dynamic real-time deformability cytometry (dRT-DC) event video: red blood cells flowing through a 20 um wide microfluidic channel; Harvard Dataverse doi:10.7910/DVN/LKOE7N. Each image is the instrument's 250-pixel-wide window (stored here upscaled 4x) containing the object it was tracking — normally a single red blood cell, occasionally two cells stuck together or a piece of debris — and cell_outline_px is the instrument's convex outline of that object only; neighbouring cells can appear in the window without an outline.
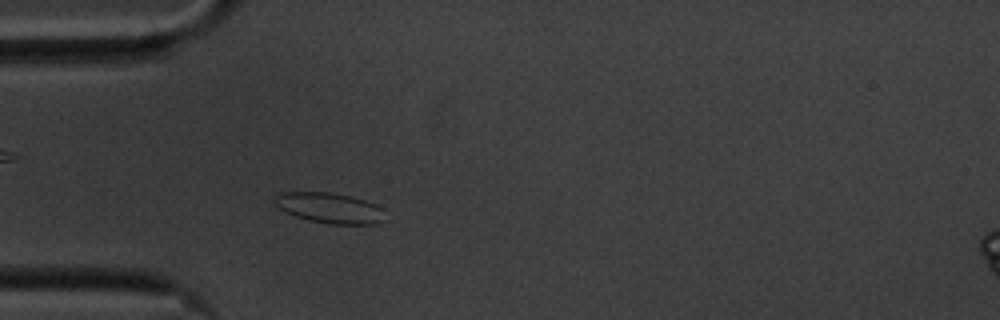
{"species": "common noctule bat (a hibernating species)", "species_latin": "Nyctalus noctula", "temperature_condition": "cold", "stored_images_in_passage": 43, "camera_frame_rate_fps": 3000, "um_per_image_px": 0.085, "animal": {"sex": "male", "body_mass_g": 20.1, "forearm_length_mm": 53.5}, "frame": {"image": 1, "passage_image": 2, "time_ms": 0.333, "image_size_px": [1000, 320], "cell_outline_px": [[384, 220], [376, 224], [328, 224], [308, 220], [296, 216], [280, 208], [276, 204], [276, 196], [280, 192], [328, 192], [348, 196], [364, 200], [376, 204], [384, 208]], "centroid_in_image_um": [28.07, 17.68], "position_along_channel_um": 56.9, "area_um2": 19.42}}
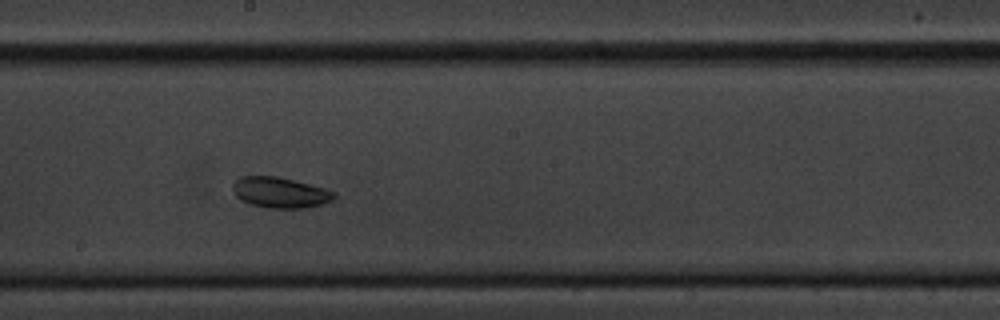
{"frame": {"image": 2, "passage_image": 17, "time_ms": 5.333, "image_size_px": [1000, 320], "cell_outline_px": [[336, 196], [332, 200], [324, 204], [308, 208], [268, 208], [248, 204], [240, 200], [232, 192], [232, 184], [240, 176], [276, 176], [324, 188], [336, 192]], "centroid_in_image_um": [23.78, 16.38], "position_along_channel_um": 224.4, "area_um2": 18.32}}
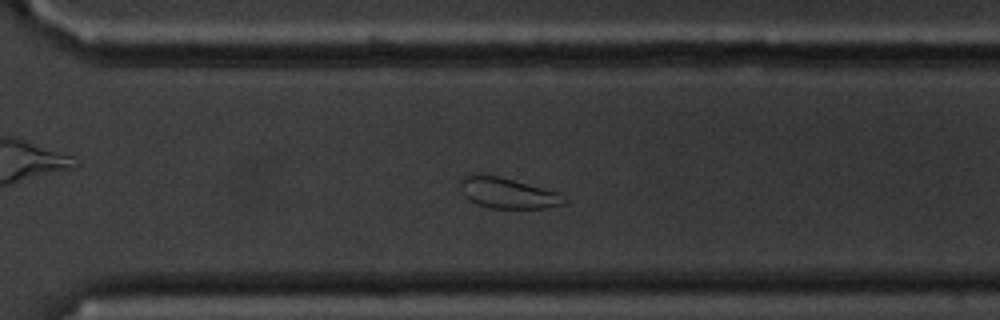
{"frame": {"image": 3, "passage_image": 26, "time_ms": 8.333, "image_size_px": [1000, 320], "cell_outline_px": [[568, 200], [564, 204], [544, 208], [492, 208], [476, 204], [468, 200], [464, 196], [460, 188], [460, 176], [496, 176], [560, 192]], "centroid_in_image_um": [43.18, 16.44], "position_along_channel_um": 327.4, "area_um2": 18.32}}